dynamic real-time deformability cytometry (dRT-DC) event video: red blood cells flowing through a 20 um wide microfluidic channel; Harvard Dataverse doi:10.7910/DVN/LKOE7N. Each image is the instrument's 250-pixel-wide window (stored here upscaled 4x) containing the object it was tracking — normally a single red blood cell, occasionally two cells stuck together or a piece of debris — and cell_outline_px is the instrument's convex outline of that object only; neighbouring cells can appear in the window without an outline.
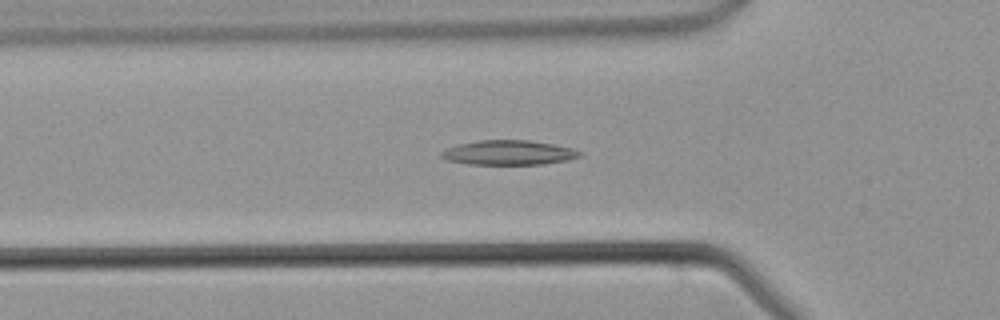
{"species": "common noctule bat (a hibernating species)", "species_latin": "Nyctalus noctula", "temperature_condition": "warm", "stored_images_in_passage": 35, "camera_frame_rate_fps": 3000, "um_per_image_px": 0.085, "animal": {"sex": "male", "body_mass_g": 21.5, "forearm_length_mm": 52.0}, "frame": {"image": 1, "passage_image": 5, "time_ms": 1.333, "image_size_px": [1000, 320], "cell_outline_px": [[580, 156], [568, 160], [544, 164], [468, 164], [448, 160], [440, 156], [440, 152], [448, 148], [460, 144], [476, 140], [528, 140], [552, 144], [572, 148], [580, 152]], "centroid_in_image_um": [43.22, 12.97], "position_along_channel_um": 82.6, "area_um2": 19.65}}
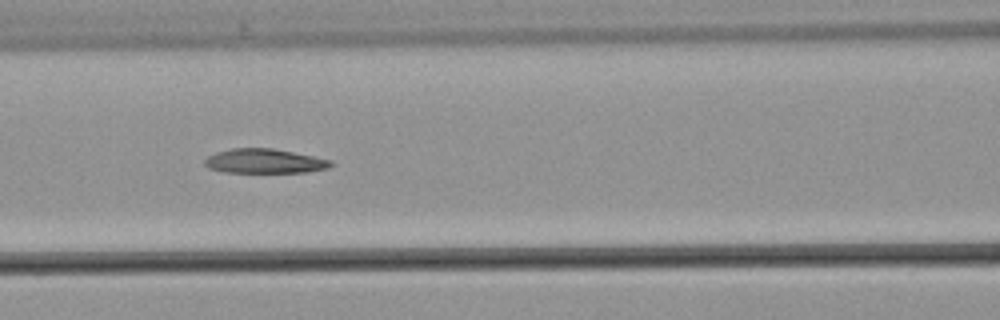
{"frame": {"image": 2, "passage_image": 9, "time_ms": 2.667, "image_size_px": [1000, 320], "cell_outline_px": [[336, 164], [328, 168], [308, 172], [224, 172], [208, 168], [204, 164], [204, 160], [208, 156], [216, 152], [232, 148], [272, 148], [332, 160]], "centroid_in_image_um": [22.49, 13.7], "position_along_channel_um": 144.1, "area_um2": 17.98}}
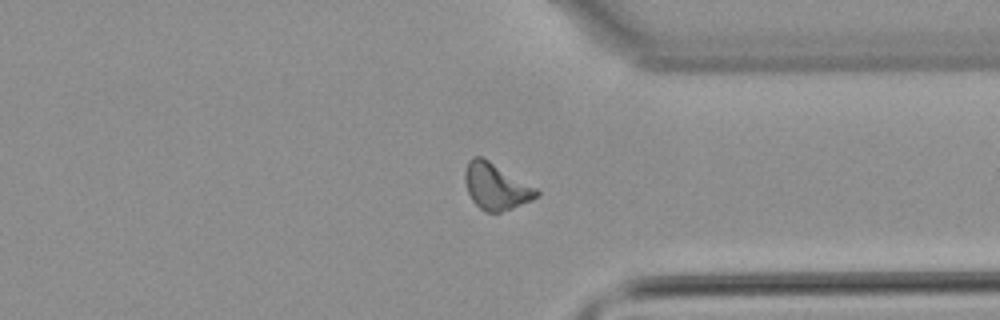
{"frame": {"image": 3, "passage_image": 24, "time_ms": 7.667, "image_size_px": [1000, 320], "cell_outline_px": [[540, 196], [532, 200], [512, 208], [500, 212], [484, 212], [472, 200], [468, 192], [464, 180], [464, 172], [468, 160], [472, 156], [480, 156], [488, 160], [536, 188], [540, 192]], "centroid_in_image_um": [42.14, 15.85], "position_along_channel_um": 369.3, "area_um2": 19.19}}